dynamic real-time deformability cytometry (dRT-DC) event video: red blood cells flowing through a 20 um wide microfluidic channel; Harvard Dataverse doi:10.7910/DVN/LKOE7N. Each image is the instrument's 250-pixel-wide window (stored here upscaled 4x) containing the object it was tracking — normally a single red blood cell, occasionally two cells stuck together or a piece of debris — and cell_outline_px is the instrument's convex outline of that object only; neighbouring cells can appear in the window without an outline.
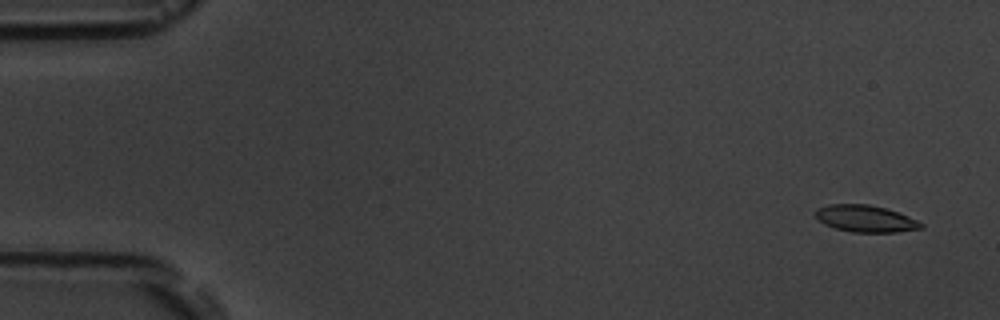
{"species": "common noctule bat (a hibernating species)", "species_latin": "Nyctalus noctula", "temperature_condition": "room temperature", "stored_images_in_passage": 5, "camera_frame_rate_fps": 3000, "um_per_image_px": 0.085, "animal": {"sex": "male", "body_mass_g": 19.5, "forearm_length_mm": 54.6}, "frame": {"image": 1, "passage_image": 1, "time_ms": 0.0, "image_size_px": [1000, 320], "cell_outline_px": [[924, 228], [896, 232], [852, 232], [836, 228], [824, 224], [816, 216], [816, 208], [828, 204], [868, 204], [884, 208], [908, 216], [924, 224]], "centroid_in_image_um": [73.57, 18.58], "position_along_channel_um": 11.4, "area_um2": 16.36}}
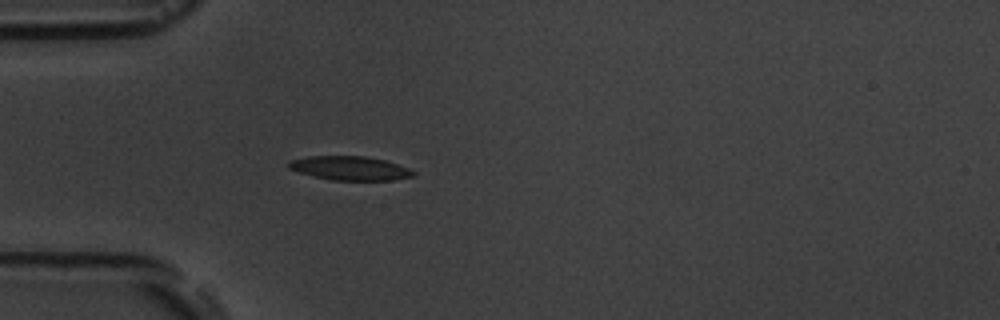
{"frame": {"image": 2, "passage_image": 5, "time_ms": 4.667, "image_size_px": [1000, 320], "cell_outline_px": [[416, 176], [392, 180], [332, 180], [312, 176], [288, 168], [284, 164], [288, 160], [308, 156], [364, 156], [384, 160], [408, 168], [416, 172]], "centroid_in_image_um": [29.7, 14.29], "position_along_channel_um": 55.3, "area_um2": 17.51}}